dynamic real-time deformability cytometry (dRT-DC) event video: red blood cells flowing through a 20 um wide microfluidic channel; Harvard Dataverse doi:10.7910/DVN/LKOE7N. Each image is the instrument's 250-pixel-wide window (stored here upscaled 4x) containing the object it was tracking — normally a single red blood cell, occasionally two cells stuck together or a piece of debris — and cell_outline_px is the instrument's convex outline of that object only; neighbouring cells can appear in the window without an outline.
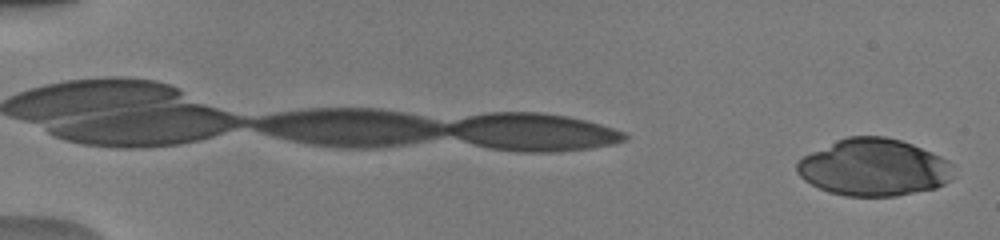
{"species": "human", "species_latin": "Homo sapiens", "temperature_condition": "warm", "stored_images_in_passage": 43, "camera_frame_rate_fps": 3000, "um_per_image_px": 0.085, "donor": {"sex": "male"}, "frame": {"image": 1, "passage_image": 1, "time_ms": 0.0, "image_size_px": [1000, 240], "cell_outline_px": [[956, 176], [952, 180], [936, 188], [896, 196], [844, 196], [828, 192], [804, 180], [796, 172], [796, 164], [804, 156], [836, 140], [848, 136], [884, 136], [900, 140], [912, 144], [940, 156], [948, 160], [952, 164]], "centroid_in_image_um": [74.31, 14.24], "position_along_channel_um": 10.7, "area_um2": 52.25}}
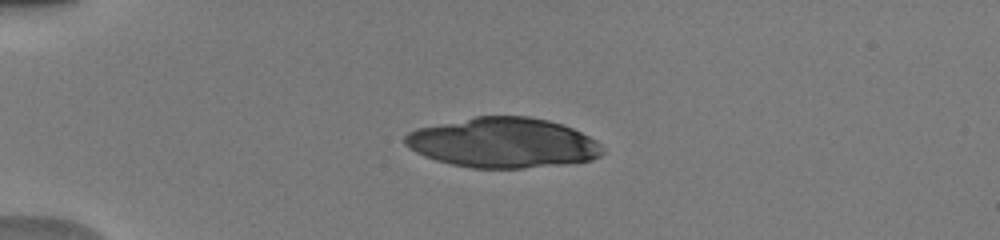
{"frame": {"image": 2, "passage_image": 10, "time_ms": 4.0, "image_size_px": [1000, 240], "cell_outline_px": [[604, 152], [600, 156], [592, 160], [568, 164], [524, 168], [472, 168], [452, 164], [436, 160], [424, 156], [416, 152], [404, 144], [404, 136], [408, 132], [416, 128], [476, 116], [528, 116], [548, 120], [572, 128], [596, 140], [604, 148]], "centroid_in_image_um": [42.76, 12.14], "position_along_channel_um": 42.2, "area_um2": 57.74}}